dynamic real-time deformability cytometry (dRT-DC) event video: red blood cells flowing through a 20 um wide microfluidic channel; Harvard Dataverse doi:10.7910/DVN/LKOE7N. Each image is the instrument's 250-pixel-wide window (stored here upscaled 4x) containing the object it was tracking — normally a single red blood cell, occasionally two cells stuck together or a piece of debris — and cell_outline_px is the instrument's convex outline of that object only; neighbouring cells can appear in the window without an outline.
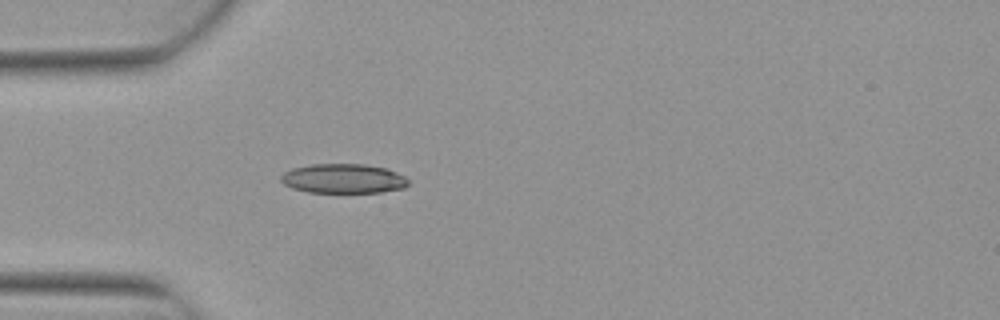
{"species": "Egyptian fruit bat (a non-hibernating species)", "species_latin": "Rousettus aegyptiacus", "temperature_condition": "warm", "stored_images_in_passage": 5, "camera_frame_rate_fps": 3000, "um_per_image_px": 0.085, "animal": {"sex": "female"}, "frame": {"image": 1, "passage_image": 5, "time_ms": 1.333, "image_size_px": [1000, 320], "cell_outline_px": [[408, 184], [404, 188], [380, 192], [308, 192], [292, 188], [284, 184], [280, 180], [280, 176], [284, 172], [292, 168], [312, 164], [364, 164], [384, 168], [396, 172], [404, 176], [408, 180]], "centroid_in_image_um": [29.16, 15.18], "position_along_channel_um": 55.8, "area_um2": 21.79}}